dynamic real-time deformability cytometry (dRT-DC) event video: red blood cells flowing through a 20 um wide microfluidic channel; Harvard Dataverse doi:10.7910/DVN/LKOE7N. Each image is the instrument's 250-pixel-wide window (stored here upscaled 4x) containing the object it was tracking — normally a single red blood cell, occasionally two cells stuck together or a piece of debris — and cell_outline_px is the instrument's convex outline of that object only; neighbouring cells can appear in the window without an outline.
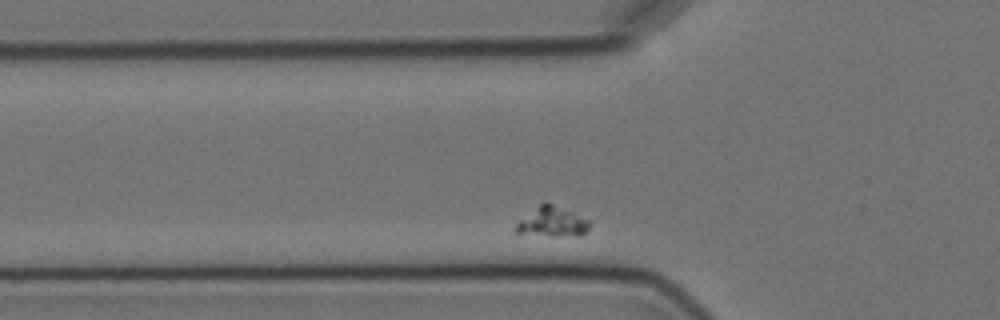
{"species": "Egyptian fruit bat (a non-hibernating species)", "species_latin": "Rousettus aegyptiacus", "temperature_condition": "cold", "stored_images_in_passage": 3, "camera_frame_rate_fps": 3000, "um_per_image_px": 0.085, "animal": {"sex": "female"}, "frame": {"image": 1, "passage_image": 3, "time_ms": 2.667, "image_size_px": [1000, 320], "cell_outline_px": [[592, 224], [580, 236], [552, 236], [516, 232], [512, 228], [520, 220], [544, 200], [592, 220]], "centroid_in_image_um": [46.98, 18.85], "position_along_channel_um": 78.8, "area_um2": 13.01}}